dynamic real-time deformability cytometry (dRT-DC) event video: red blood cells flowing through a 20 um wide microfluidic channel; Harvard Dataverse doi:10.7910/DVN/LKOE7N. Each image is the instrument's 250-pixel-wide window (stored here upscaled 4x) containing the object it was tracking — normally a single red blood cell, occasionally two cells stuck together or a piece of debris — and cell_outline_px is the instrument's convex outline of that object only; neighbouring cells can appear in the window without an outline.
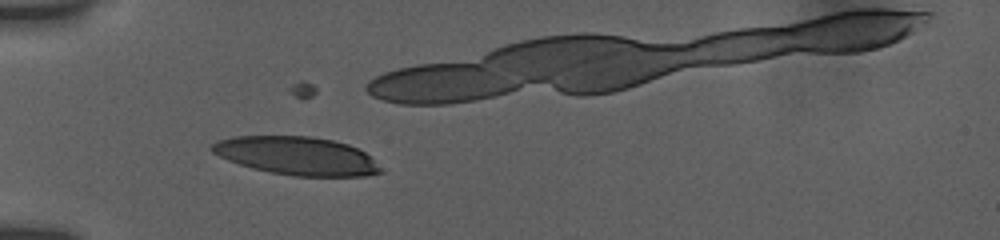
{"species": "human", "species_latin": "Homo sapiens", "temperature_condition": "room temperature", "stored_images_in_passage": 6, "camera_frame_rate_fps": 3000, "um_per_image_px": 0.085, "donor": {"sex": "female"}, "frame": {"image": 1, "passage_image": 3, "time_ms": 1.0, "image_size_px": [1000, 240], "cell_outline_px": [[384, 172], [364, 176], [292, 176], [252, 168], [228, 160], [212, 152], [208, 148], [212, 144], [220, 140], [232, 136], [312, 136], [332, 140], [348, 144], [364, 152]], "centroid_in_image_um": [25.2, 13.24], "position_along_channel_um": 59.8, "area_um2": 37.34}}